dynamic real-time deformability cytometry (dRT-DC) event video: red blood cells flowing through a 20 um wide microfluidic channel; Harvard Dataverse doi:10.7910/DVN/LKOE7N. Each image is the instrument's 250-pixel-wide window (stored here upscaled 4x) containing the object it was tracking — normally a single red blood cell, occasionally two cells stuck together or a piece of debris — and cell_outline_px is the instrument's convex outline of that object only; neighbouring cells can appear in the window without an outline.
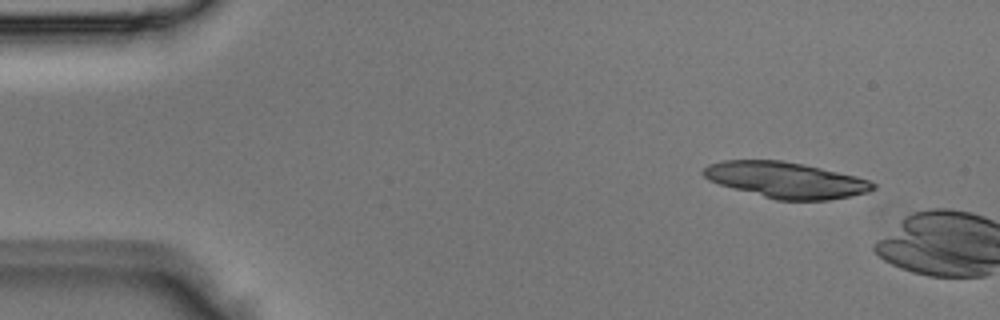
{"species": "Egyptian fruit bat (a non-hibernating species)", "species_latin": "Rousettus aegyptiacus", "temperature_condition": "room temperature", "stored_images_in_passage": 6, "camera_frame_rate_fps": 3000, "um_per_image_px": 0.085, "animal": {"sex": "male"}, "frame": {"image": 1, "passage_image": 2, "time_ms": 0.333, "image_size_px": [1000, 320], "cell_outline_px": [[876, 188], [868, 192], [828, 200], [776, 200], [720, 184], [708, 180], [700, 172], [708, 164], [724, 160], [780, 160], [804, 164], [856, 176], [868, 180], [876, 184]], "centroid_in_image_um": [66.79, 15.29], "position_along_channel_um": 18.2, "area_um2": 35.32}}